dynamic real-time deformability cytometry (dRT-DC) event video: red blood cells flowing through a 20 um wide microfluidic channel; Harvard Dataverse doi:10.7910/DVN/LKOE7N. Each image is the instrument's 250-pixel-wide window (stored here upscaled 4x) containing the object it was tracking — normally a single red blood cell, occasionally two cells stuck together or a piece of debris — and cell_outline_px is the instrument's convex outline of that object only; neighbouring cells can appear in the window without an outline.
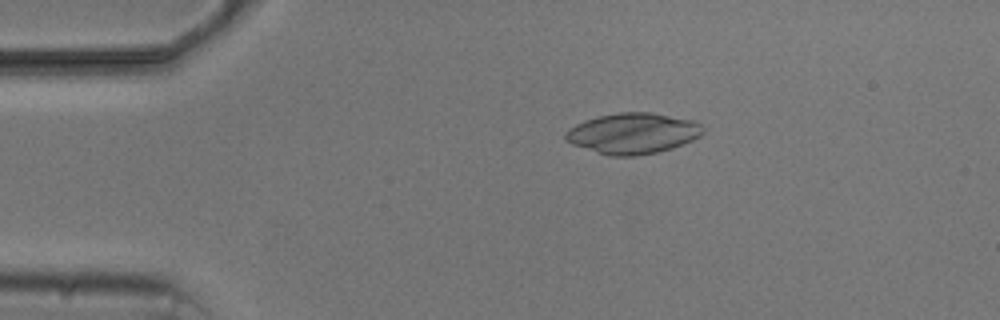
{"species": "common noctule bat (a hibernating species)", "species_latin": "Nyctalus noctula", "temperature_condition": "cold", "stored_images_in_passage": 4, "camera_frame_rate_fps": 3000, "um_per_image_px": 0.085, "animal": {"sex": "male", "body_mass_g": 20.5, "forearm_length_mm": 52.5}, "frame": {"image": 1, "passage_image": 4, "time_ms": 3.667, "image_size_px": [1000, 320], "cell_outline_px": [[704, 132], [700, 136], [684, 144], [672, 148], [656, 152], [636, 156], [608, 156], [572, 144], [564, 140], [564, 132], [568, 128], [584, 120], [596, 116], [620, 112], [652, 112], [696, 120], [704, 128]], "centroid_in_image_um": [53.79, 11.32], "position_along_channel_um": 31.2, "area_um2": 33.06}}